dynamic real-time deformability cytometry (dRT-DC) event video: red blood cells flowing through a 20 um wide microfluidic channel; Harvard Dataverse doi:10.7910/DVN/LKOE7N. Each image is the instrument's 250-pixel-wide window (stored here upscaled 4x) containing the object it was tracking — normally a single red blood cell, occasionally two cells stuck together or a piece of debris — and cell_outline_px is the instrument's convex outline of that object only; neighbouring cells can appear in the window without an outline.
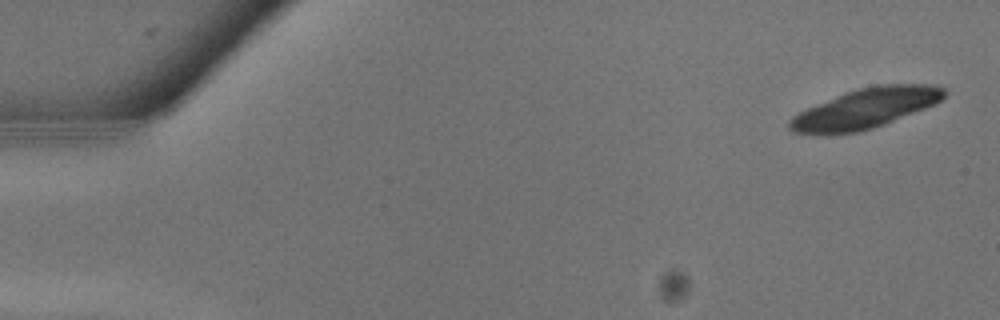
{"species": "common noctule bat (a hibernating species)", "species_latin": "Nyctalus noctula", "temperature_condition": "warm", "stored_images_in_passage": 12, "camera_frame_rate_fps": 3000, "um_per_image_px": 0.085, "animal": {"sex": "male", "body_mass_g": 13.3}, "frame": {"image": 1, "passage_image": 1, "time_ms": 0.0, "image_size_px": [1000, 320], "cell_outline_px": [[944, 96], [940, 100], [924, 108], [884, 124], [872, 128], [856, 132], [824, 136], [816, 136], [792, 132], [788, 128], [788, 120], [792, 116], [808, 108], [844, 92], [860, 88], [880, 84], [928, 84], [944, 88]], "centroid_in_image_um": [73.45, 9.25], "position_along_channel_um": 11.5, "area_um2": 35.89}}